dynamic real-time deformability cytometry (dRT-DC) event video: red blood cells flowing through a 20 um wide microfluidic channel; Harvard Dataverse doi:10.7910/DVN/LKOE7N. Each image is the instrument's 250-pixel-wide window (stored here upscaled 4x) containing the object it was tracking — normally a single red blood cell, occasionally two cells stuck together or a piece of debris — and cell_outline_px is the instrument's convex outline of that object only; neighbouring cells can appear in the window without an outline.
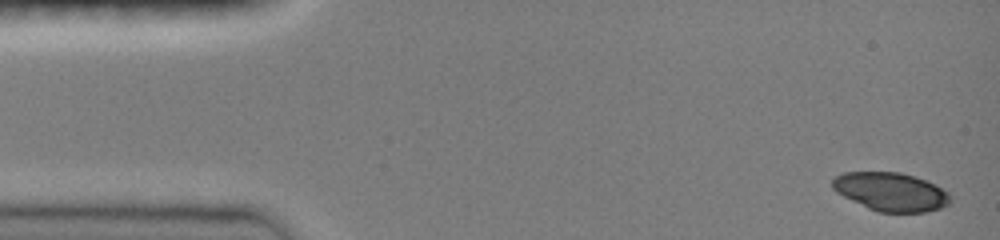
{"species": "common noctule bat (a hibernating species)", "species_latin": "Nyctalus noctula", "temperature_condition": "room temperature", "stored_images_in_passage": 40, "camera_frame_rate_fps": 3000, "um_per_image_px": 0.085, "animal": {"sex": "female", "body_mass_g": 19.0, "forearm_length_mm": 51.5}, "frame": {"image": 1, "passage_image": 1, "time_ms": 0.0, "image_size_px": [1000, 240], "cell_outline_px": [[948, 204], [940, 208], [928, 212], [876, 212], [836, 192], [832, 188], [832, 180], [836, 176], [844, 172], [900, 172], [924, 180], [948, 192]], "centroid_in_image_um": [75.68, 16.3], "position_along_channel_um": 9.3, "area_um2": 26.07}}